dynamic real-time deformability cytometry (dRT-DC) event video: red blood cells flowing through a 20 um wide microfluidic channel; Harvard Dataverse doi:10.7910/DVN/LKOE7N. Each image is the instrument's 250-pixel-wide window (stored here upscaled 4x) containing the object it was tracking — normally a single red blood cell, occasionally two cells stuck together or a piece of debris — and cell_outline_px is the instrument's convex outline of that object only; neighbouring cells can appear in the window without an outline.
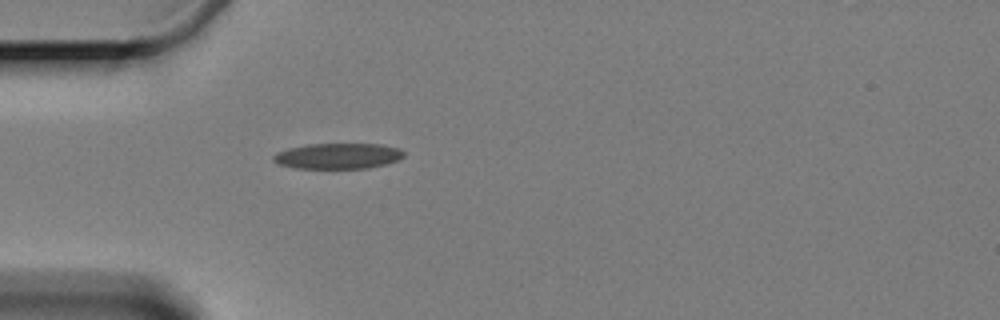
{"species": "Egyptian fruit bat (a non-hibernating species)", "species_latin": "Rousettus aegyptiacus", "temperature_condition": "cold", "stored_images_in_passage": 1, "camera_frame_rate_fps": 3000, "um_per_image_px": 0.085, "animal": {"sex": "female"}, "frame": {"image": 1, "passage_image": 1, "time_ms": 0.0, "image_size_px": [1000, 320], "cell_outline_px": [[404, 156], [396, 160], [384, 164], [368, 168], [296, 168], [280, 164], [272, 160], [272, 156], [276, 152], [288, 148], [308, 144], [380, 144], [400, 148], [404, 152]], "centroid_in_image_um": [28.71, 13.25], "position_along_channel_um": 56.3, "area_um2": 19.42}}